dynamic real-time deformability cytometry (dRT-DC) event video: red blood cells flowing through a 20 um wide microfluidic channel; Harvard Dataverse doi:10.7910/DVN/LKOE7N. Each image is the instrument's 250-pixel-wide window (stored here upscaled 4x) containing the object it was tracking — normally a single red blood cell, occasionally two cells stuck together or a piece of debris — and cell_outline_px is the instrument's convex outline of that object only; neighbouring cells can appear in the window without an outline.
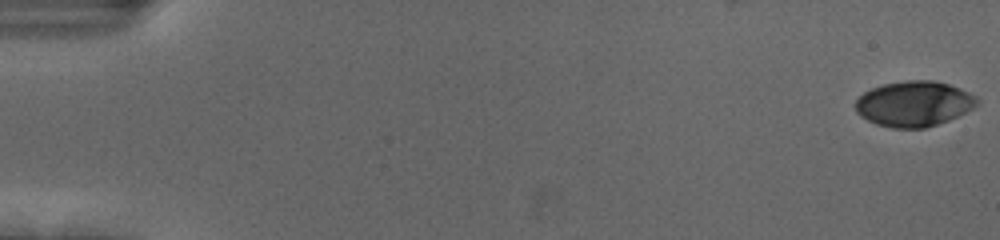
{"species": "human", "species_latin": "Homo sapiens", "temperature_condition": "cold", "stored_images_in_passage": 56, "camera_frame_rate_fps": 3000, "um_per_image_px": 0.085, "donor": {"sex": "female"}, "frame": {"image": 1, "passage_image": 1, "time_ms": 0.0, "image_size_px": [1000, 240], "cell_outline_px": [[980, 100], [972, 108], [948, 120], [924, 128], [892, 128], [876, 124], [860, 116], [856, 112], [856, 100], [864, 92], [872, 88], [884, 84], [904, 80], [932, 80], [948, 84], [968, 92], [976, 96]], "centroid_in_image_um": [77.66, 8.82], "position_along_channel_um": 7.3, "area_um2": 31.91}}
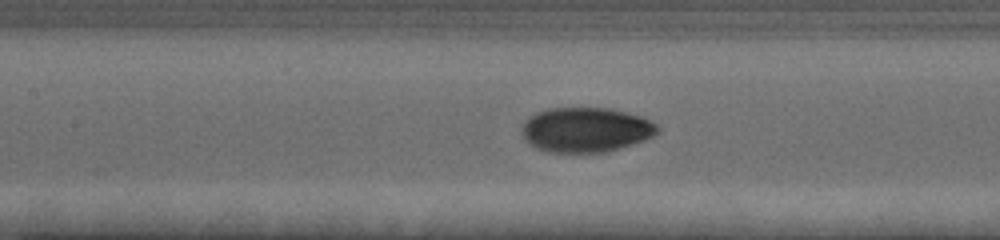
{"frame": {"image": 2, "passage_image": 27, "time_ms": 8.667, "image_size_px": [1000, 240], "cell_outline_px": [[660, 132], [644, 140], [632, 144], [604, 152], [548, 152], [536, 148], [528, 144], [520, 132], [520, 128], [524, 120], [536, 112], [548, 108], [608, 108], [644, 116], [656, 124], [660, 128]], "centroid_in_image_um": [49.77, 11.02], "position_along_channel_um": 157.6, "area_um2": 35.72}}
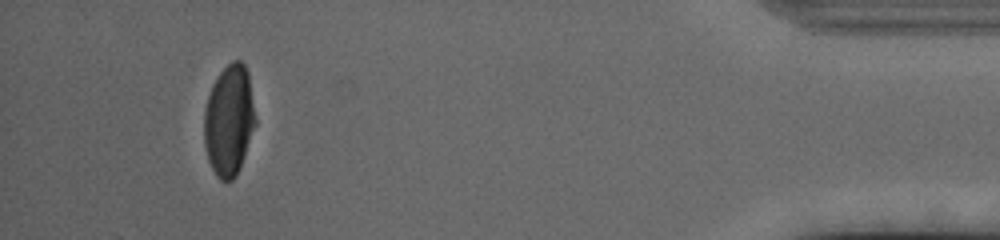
{"frame": {"image": 3, "passage_image": 53, "time_ms": 17.333, "image_size_px": [1000, 240], "cell_outline_px": [[256, 124], [240, 168], [236, 176], [232, 180], [220, 180], [216, 176], [208, 160], [204, 144], [204, 112], [208, 96], [212, 84], [220, 72], [232, 60], [240, 60], [244, 64], [248, 72], [256, 120]], "centroid_in_image_um": [19.47, 10.24], "position_along_channel_um": 415.7, "area_um2": 33.23}, "authors_computed_cell_mechanics": {"area_um2": 34.0442, "velocity_mm_per_s": 3.6674, "shape_relaxation_time_tau1_ms": 3.7875, "shape_relaxation_time_tau2_ms": 0.9742, "deformation_change_tau1": 0.1924, "deformation_change_tau2": 0.0359}}